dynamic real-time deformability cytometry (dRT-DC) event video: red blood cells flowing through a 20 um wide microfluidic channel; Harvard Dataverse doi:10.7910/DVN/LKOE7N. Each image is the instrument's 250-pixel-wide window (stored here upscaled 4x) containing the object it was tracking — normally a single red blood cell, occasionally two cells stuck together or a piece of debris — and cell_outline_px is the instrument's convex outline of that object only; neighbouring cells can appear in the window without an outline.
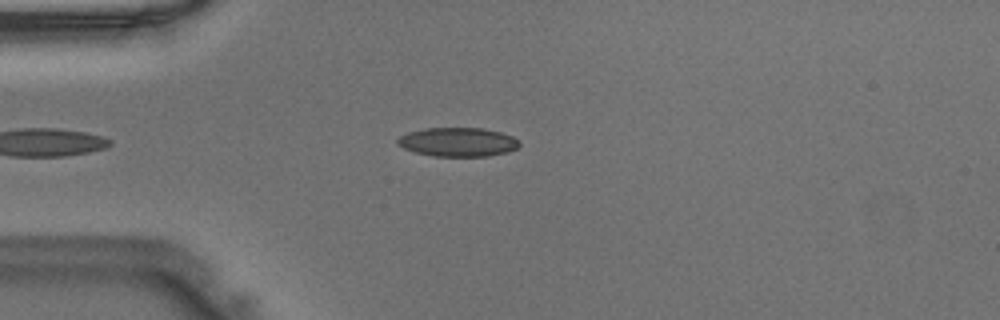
{"species": "Egyptian fruit bat (a non-hibernating species)", "species_latin": "Rousettus aegyptiacus", "temperature_condition": "warm", "stored_images_in_passage": 33, "camera_frame_rate_fps": 3000, "um_per_image_px": 0.085, "animal": {"sex": "male"}, "frame": {"image": 1, "passage_image": 1, "time_ms": 0.0, "image_size_px": [1000, 320], "cell_outline_px": [[520, 144], [516, 148], [504, 152], [488, 156], [432, 156], [416, 152], [404, 148], [396, 144], [396, 140], [400, 136], [408, 132], [424, 128], [484, 128], [500, 132], [512, 136], [520, 140]], "centroid_in_image_um": [38.9, 12.06], "position_along_channel_um": 46.1, "area_um2": 20.52}}
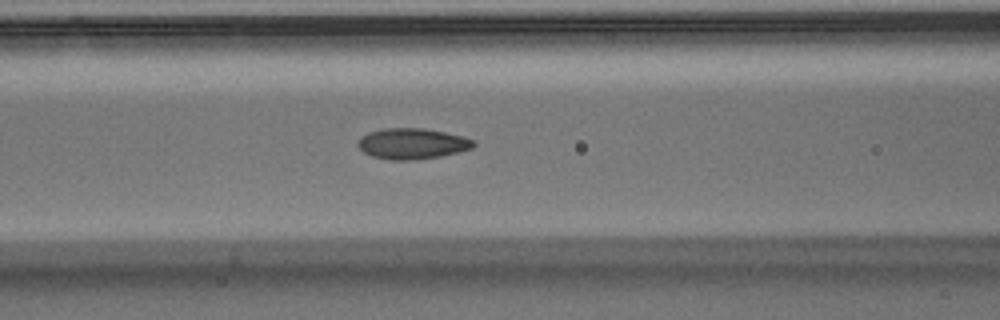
{"frame": {"image": 2, "passage_image": 8, "time_ms": 2.333, "image_size_px": [1000, 320], "cell_outline_px": [[476, 144], [472, 148], [460, 152], [440, 156], [416, 160], [388, 160], [372, 156], [364, 152], [356, 144], [360, 136], [368, 132], [384, 128], [424, 128], [464, 136], [476, 140]], "centroid_in_image_um": [35.05, 12.21], "position_along_channel_um": 131.6, "area_um2": 21.04}}
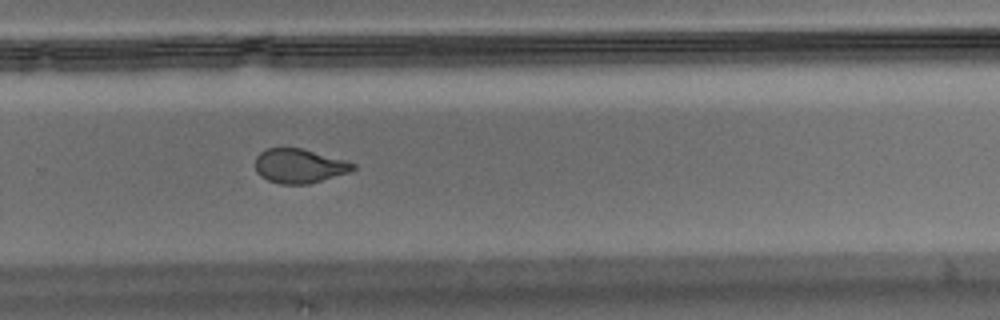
{"frame": {"image": 3, "passage_image": 20, "time_ms": 6.333, "image_size_px": [1000, 320], "cell_outline_px": [[356, 168], [348, 172], [308, 184], [280, 184], [268, 180], [260, 176], [256, 172], [256, 156], [264, 148], [300, 148], [344, 160], [356, 164]], "centroid_in_image_um": [25.39, 14.1], "position_along_channel_um": 304.4, "area_um2": 19.31}}